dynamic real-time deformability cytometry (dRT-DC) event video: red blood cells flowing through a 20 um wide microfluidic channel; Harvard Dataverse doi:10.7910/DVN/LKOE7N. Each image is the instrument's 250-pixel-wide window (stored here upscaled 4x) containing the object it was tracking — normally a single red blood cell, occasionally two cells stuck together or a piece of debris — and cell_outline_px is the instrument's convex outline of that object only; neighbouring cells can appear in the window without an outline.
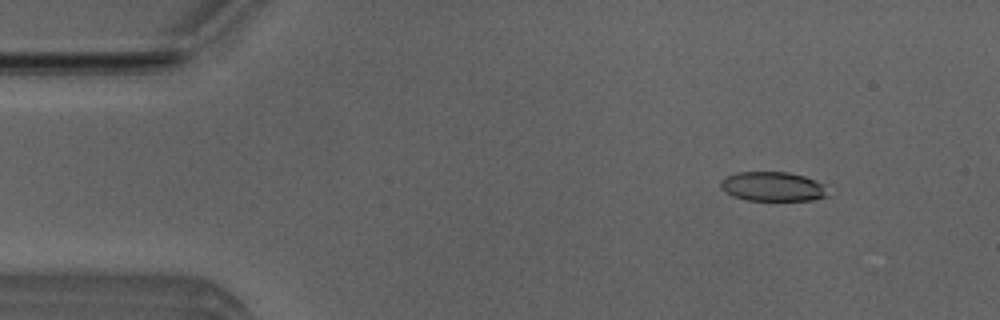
{"species": "Egyptian fruit bat (a non-hibernating species)", "species_latin": "Rousettus aegyptiacus", "temperature_condition": "room temperature", "stored_images_in_passage": 3, "camera_frame_rate_fps": 3000, "um_per_image_px": 0.085, "animal": {"sex": "male"}, "frame": {"image": 1, "passage_image": 1, "time_ms": 0.0, "image_size_px": [1000, 320], "cell_outline_px": [[832, 196], [812, 200], [748, 200], [732, 196], [720, 188], [720, 180], [736, 172], [788, 172], [804, 176], [824, 184]], "centroid_in_image_um": [65.72, 15.86], "position_along_channel_um": 19.3, "area_um2": 18.55}}